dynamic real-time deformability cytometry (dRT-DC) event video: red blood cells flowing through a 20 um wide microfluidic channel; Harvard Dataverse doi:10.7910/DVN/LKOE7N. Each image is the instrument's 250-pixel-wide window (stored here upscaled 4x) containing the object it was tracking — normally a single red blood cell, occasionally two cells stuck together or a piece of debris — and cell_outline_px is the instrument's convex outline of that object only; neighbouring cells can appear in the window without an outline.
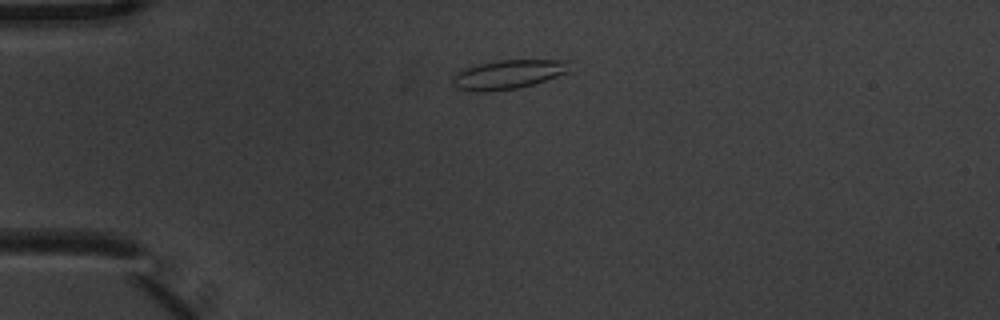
{"species": "common noctule bat (a hibernating species)", "species_latin": "Nyctalus noctula", "temperature_condition": "warm", "stored_images_in_passage": 4, "camera_frame_rate_fps": 3000, "um_per_image_px": 0.085, "animal": {"sex": "male", "body_mass_g": 20.1, "forearm_length_mm": 53.5}, "frame": {"image": 1, "passage_image": 2, "time_ms": 0.333, "image_size_px": [1000, 320], "cell_outline_px": [[572, 60], [568, 72], [532, 84], [516, 88], [484, 92], [456, 88], [452, 84], [452, 72], [464, 68], [480, 64], [500, 60]], "centroid_in_image_um": [43.15, 6.31], "position_along_channel_um": 41.8, "area_um2": 19.77}}
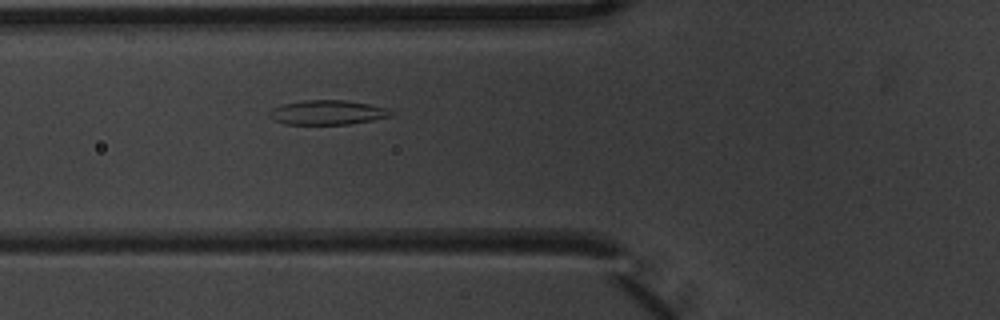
{"frame": {"image": 2, "passage_image": 4, "time_ms": 1.0, "image_size_px": [1000, 320], "cell_outline_px": [[392, 116], [372, 120], [348, 124], [284, 124], [272, 120], [268, 116], [268, 112], [272, 108], [284, 104], [300, 100], [340, 100], [368, 104], [388, 108], [392, 112]], "centroid_in_image_um": [27.78, 9.56], "position_along_channel_um": 98.0, "area_um2": 17.34}}